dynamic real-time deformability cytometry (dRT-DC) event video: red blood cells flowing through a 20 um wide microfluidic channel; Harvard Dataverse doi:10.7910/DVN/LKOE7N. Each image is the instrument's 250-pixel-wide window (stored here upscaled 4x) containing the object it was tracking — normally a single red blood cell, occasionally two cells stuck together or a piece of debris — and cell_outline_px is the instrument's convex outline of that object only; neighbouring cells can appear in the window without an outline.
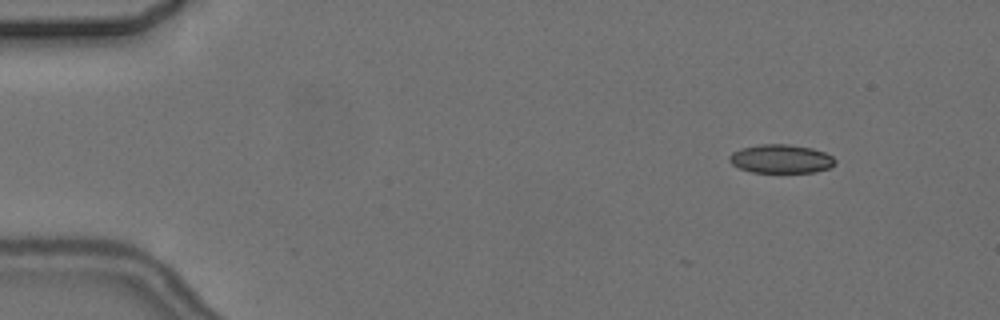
{"species": "common noctule bat (a hibernating species)", "species_latin": "Nyctalus noctula", "temperature_condition": "cold", "stored_images_in_passage": 5, "camera_frame_rate_fps": 3000, "um_per_image_px": 0.085, "animal": {"sex": "female", "body_mass_g": 24.6, "forearm_length_mm": 56.2}, "frame": {"image": 1, "passage_image": 2, "time_ms": 1.333, "image_size_px": [1000, 320], "cell_outline_px": [[836, 164], [828, 168], [816, 172], [752, 172], [740, 168], [732, 164], [728, 160], [728, 156], [732, 152], [740, 148], [760, 144], [788, 144], [812, 148], [824, 152], [832, 156], [836, 160]], "centroid_in_image_um": [66.37, 13.49], "position_along_channel_um": 18.6, "area_um2": 17.74}}